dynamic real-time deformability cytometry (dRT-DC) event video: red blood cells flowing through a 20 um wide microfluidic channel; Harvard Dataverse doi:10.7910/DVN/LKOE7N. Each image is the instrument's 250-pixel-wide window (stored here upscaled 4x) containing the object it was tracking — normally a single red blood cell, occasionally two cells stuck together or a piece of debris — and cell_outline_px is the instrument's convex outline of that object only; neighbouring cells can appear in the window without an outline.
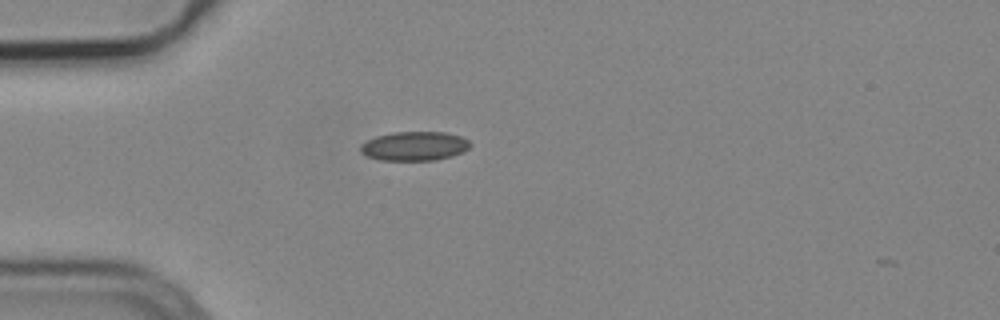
{"species": "common noctule bat (a hibernating species)", "species_latin": "Nyctalus noctula", "temperature_condition": "cold", "stored_images_in_passage": 40, "camera_frame_rate_fps": 3000, "um_per_image_px": 0.085, "animal": {"sex": "male", "body_mass_g": 19.2, "forearm_length_mm": 51.8}, "frame": {"image": 1, "passage_image": 1, "time_ms": 0.0, "image_size_px": [1000, 320], "cell_outline_px": [[472, 144], [464, 152], [452, 156], [436, 160], [380, 160], [368, 156], [360, 152], [360, 144], [376, 136], [392, 132], [444, 132], [460, 136], [468, 140]], "centroid_in_image_um": [35.23, 12.42], "position_along_channel_um": 49.8, "area_um2": 18.67}}
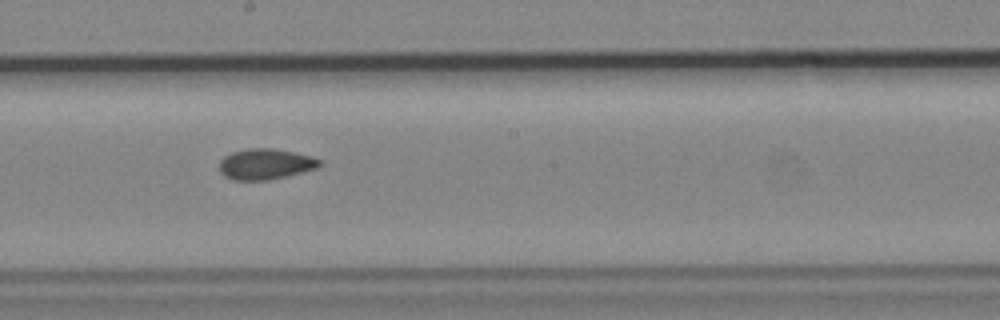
{"frame": {"image": 2, "passage_image": 16, "time_ms": 5.0, "image_size_px": [1000, 320], "cell_outline_px": [[324, 160], [316, 168], [268, 180], [232, 180], [224, 176], [220, 172], [220, 160], [224, 156], [232, 152], [248, 148], [272, 148], [312, 156]], "centroid_in_image_um": [22.54, 13.94], "position_along_channel_um": 225.7, "area_um2": 17.86}}
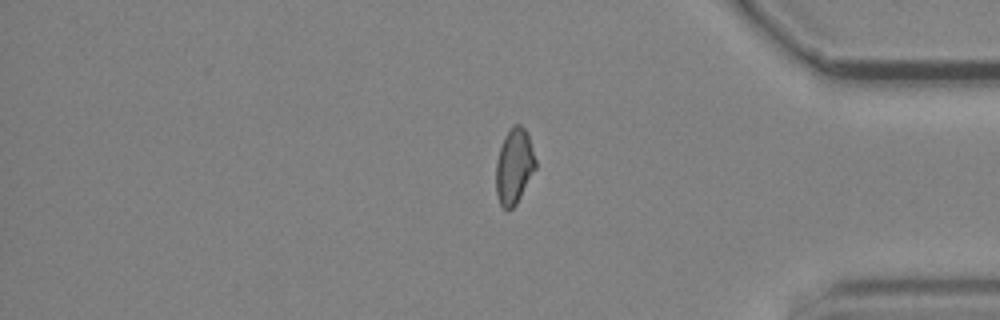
{"frame": {"image": 3, "passage_image": 31, "time_ms": 10.0, "image_size_px": [1000, 320], "cell_outline_px": [[536, 168], [516, 204], [508, 212], [500, 204], [496, 192], [496, 160], [504, 136], [512, 124], [520, 124], [528, 132], [536, 160]], "centroid_in_image_um": [43.7, 14.11], "position_along_channel_um": 391.5, "area_um2": 17.57}}